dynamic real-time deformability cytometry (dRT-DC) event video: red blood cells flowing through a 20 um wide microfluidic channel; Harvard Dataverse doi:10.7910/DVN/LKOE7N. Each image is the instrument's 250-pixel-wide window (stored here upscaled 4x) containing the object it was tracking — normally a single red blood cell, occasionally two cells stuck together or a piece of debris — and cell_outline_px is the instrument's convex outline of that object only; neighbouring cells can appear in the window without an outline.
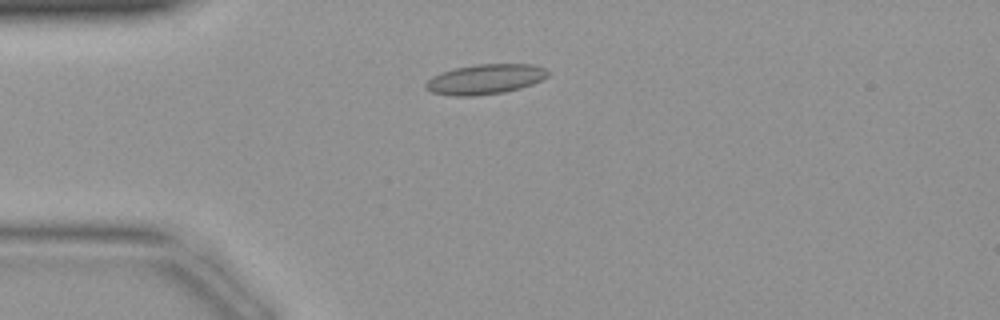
{"species": "common noctule bat (a hibernating species)", "species_latin": "Nyctalus noctula", "temperature_condition": "warm", "stored_images_in_passage": 41, "camera_frame_rate_fps": 3000, "um_per_image_px": 0.085, "animal": {"sex": "female", "body_mass_g": 19.9}, "frame": {"image": 1, "passage_image": 10, "time_ms": 3.0, "image_size_px": [1000, 320], "cell_outline_px": [[552, 72], [548, 76], [532, 84], [520, 88], [504, 92], [476, 96], [456, 96], [432, 92], [424, 88], [424, 84], [432, 76], [440, 72], [456, 68], [476, 64], [532, 64], [544, 68]], "centroid_in_image_um": [41.24, 6.73], "position_along_channel_um": 43.8, "area_um2": 21.44}}
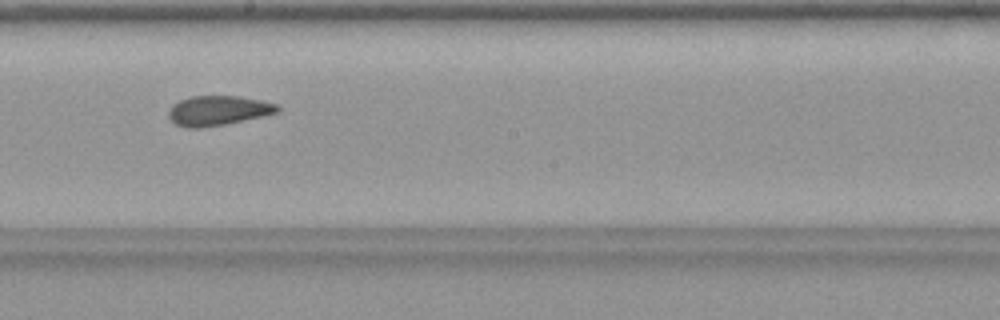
{"frame": {"image": 2, "passage_image": 23, "time_ms": 7.333, "image_size_px": [1000, 320], "cell_outline_px": [[280, 112], [264, 116], [224, 124], [200, 128], [188, 128], [176, 124], [168, 116], [168, 112], [172, 104], [180, 100], [192, 96], [236, 96], [260, 100], [276, 104], [280, 108]], "centroid_in_image_um": [18.54, 9.4], "position_along_channel_um": 229.7, "area_um2": 18.79}}
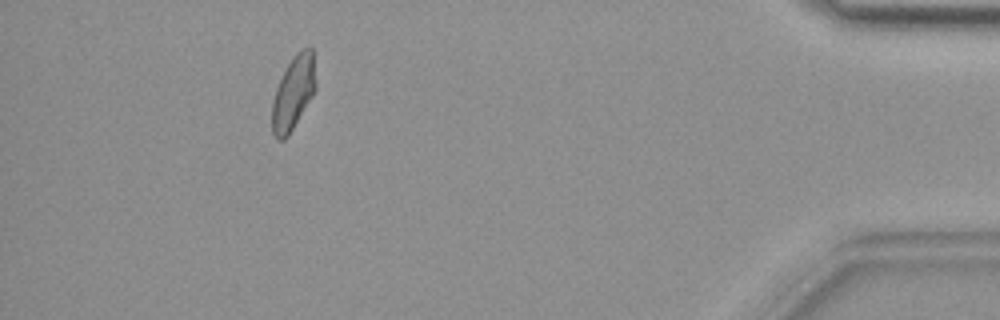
{"frame": {"image": 3, "passage_image": 38, "time_ms": 12.333, "image_size_px": [1000, 320], "cell_outline_px": [[316, 88], [312, 96], [288, 136], [284, 140], [276, 140], [272, 132], [272, 100], [276, 88], [292, 56], [296, 52], [304, 48], [312, 48], [316, 84]], "centroid_in_image_um": [24.92, 7.91], "position_along_channel_um": 410.3, "area_um2": 18.61}}